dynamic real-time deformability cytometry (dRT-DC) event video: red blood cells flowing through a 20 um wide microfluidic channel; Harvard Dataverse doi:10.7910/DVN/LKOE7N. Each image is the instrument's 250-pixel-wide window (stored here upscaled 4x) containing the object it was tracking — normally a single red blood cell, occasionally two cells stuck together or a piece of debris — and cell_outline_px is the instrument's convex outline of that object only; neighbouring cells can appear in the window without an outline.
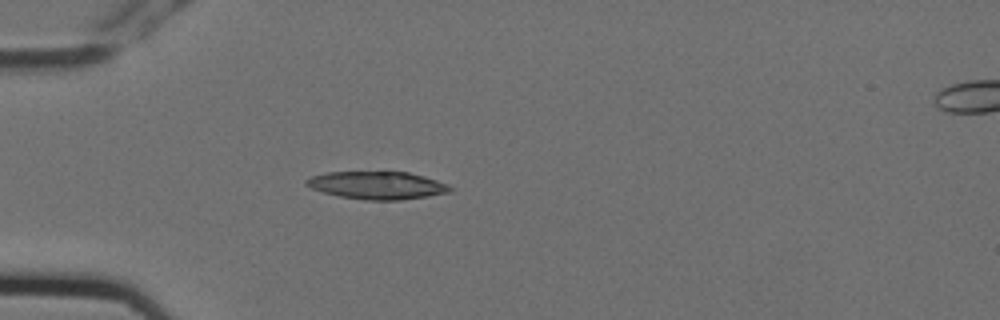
{"species": "Egyptian fruit bat (a non-hibernating species)", "species_latin": "Rousettus aegyptiacus", "temperature_condition": "cold", "stored_images_in_passage": 5, "segment_of_instrument_passage": [1, 2], "camera_frame_rate_fps": 3000, "um_per_image_px": 0.085, "animal": {"sex": "female"}, "frame": {"image": 1, "passage_image": 4, "time_ms": 1.0, "image_size_px": [1000, 320], "cell_outline_px": [[452, 192], [428, 196], [400, 200], [364, 200], [340, 196], [324, 192], [312, 188], [304, 184], [304, 180], [312, 176], [328, 172], [408, 172], [424, 176], [448, 184], [452, 188]], "centroid_in_image_um": [32.08, 15.75], "position_along_channel_um": 52.9, "area_um2": 23.18}}